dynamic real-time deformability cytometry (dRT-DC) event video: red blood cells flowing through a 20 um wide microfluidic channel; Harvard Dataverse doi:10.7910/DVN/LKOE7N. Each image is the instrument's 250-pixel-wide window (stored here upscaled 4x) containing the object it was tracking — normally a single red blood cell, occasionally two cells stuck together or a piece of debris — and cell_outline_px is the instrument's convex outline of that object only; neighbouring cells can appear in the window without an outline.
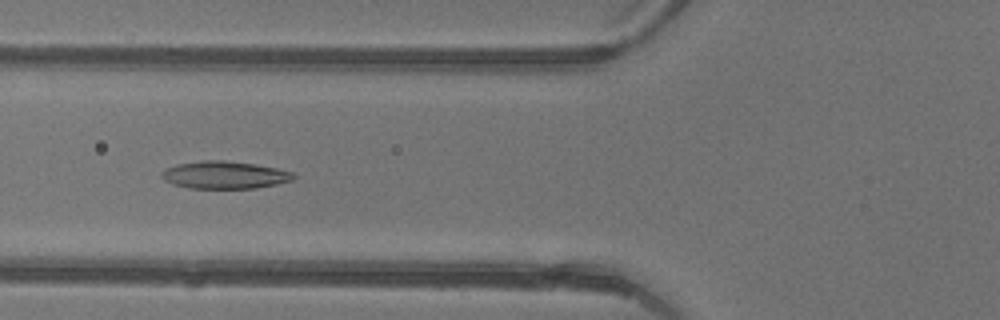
{"species": "common noctule bat (a hibernating species)", "species_latin": "Nyctalus noctula", "temperature_condition": "warm", "stored_images_in_passage": 46, "camera_frame_rate_fps": 3000, "um_per_image_px": 0.085, "animal": {"sex": "female"}, "frame": {"image": 1, "passage_image": 18, "time_ms": 5.667, "image_size_px": [1000, 320], "cell_outline_px": [[296, 176], [292, 180], [276, 184], [256, 188], [188, 188], [172, 184], [164, 180], [160, 176], [160, 172], [164, 168], [176, 164], [204, 160], [224, 160], [256, 164], [276, 168], [292, 172]], "centroid_in_image_um": [19.04, 14.86], "position_along_channel_um": 106.8, "area_um2": 21.27}}
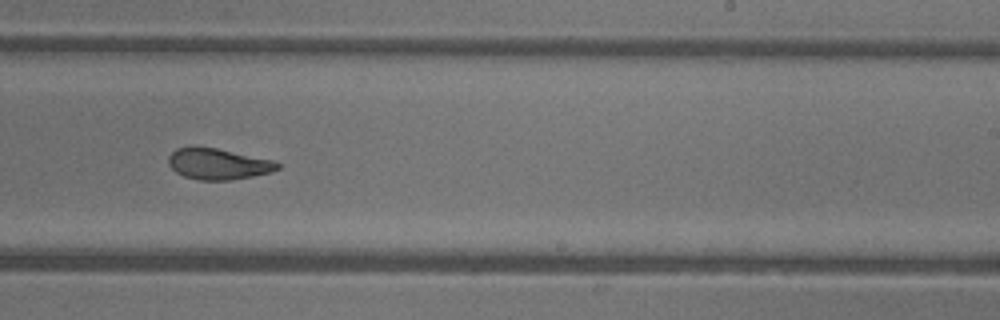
{"frame": {"image": 2, "passage_image": 29, "time_ms": 9.333, "image_size_px": [1000, 320], "cell_outline_px": [[280, 168], [272, 172], [252, 176], [228, 180], [200, 180], [184, 176], [176, 172], [168, 164], [168, 156], [176, 148], [192, 144], [196, 144], [216, 148], [272, 160], [280, 164]], "centroid_in_image_um": [18.48, 13.9], "position_along_channel_um": 270.5, "area_um2": 20.0}}
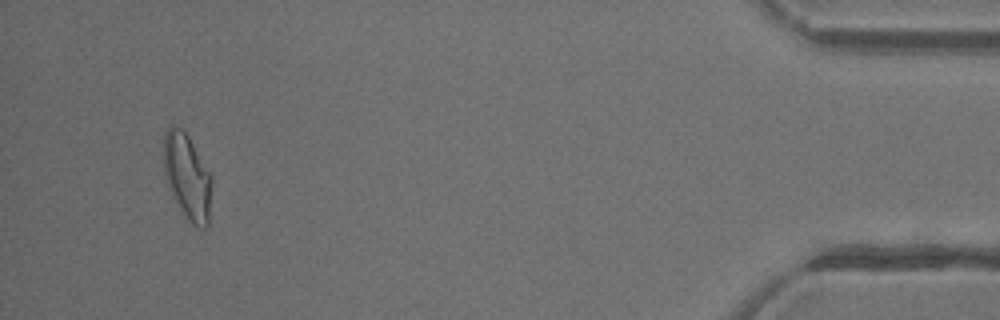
{"frame": {"image": 3, "passage_image": 44, "time_ms": 14.333, "image_size_px": [1000, 320], "cell_outline_px": [[212, 180], [208, 228], [204, 228], [192, 224], [184, 216], [172, 196], [164, 172], [164, 132], [168, 124], [172, 124], [180, 128], [188, 136], [212, 176]], "centroid_in_image_um": [15.91, 15.01], "position_along_channel_um": 419.3, "area_um2": 24.04}, "authors_computed_cell_mechanics": {"area_um2": 21.6461, "velocity_mm_per_s": 4.4679, "shape_relaxation_time_tau1_ms": 7.4888, "shape_relaxation_time_tau2_ms": 2.0585, "deformation_change_tau1": 0.2109, "deformation_change_tau2": 0.0977}}